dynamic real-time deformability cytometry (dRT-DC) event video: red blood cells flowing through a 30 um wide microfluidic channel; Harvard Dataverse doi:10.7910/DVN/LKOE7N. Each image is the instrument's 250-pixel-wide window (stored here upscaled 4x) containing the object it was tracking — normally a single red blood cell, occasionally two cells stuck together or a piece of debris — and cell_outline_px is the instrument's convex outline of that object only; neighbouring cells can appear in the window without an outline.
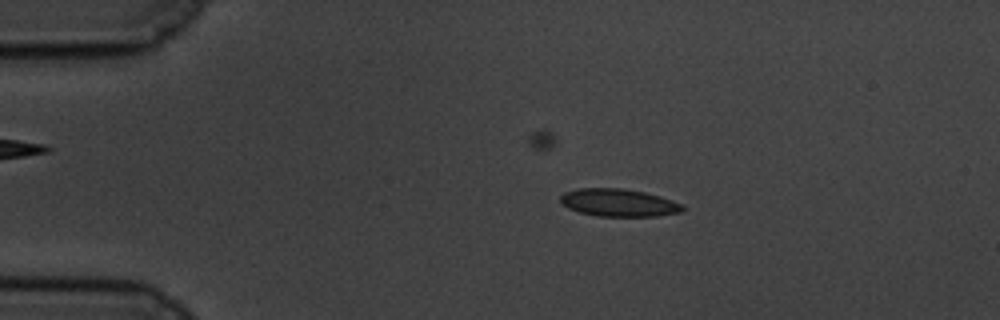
{"species": "common noctule bat (a hibernating species)", "species_latin": "Nyctalus noctula", "temperature_condition": "cold", "stored_images_in_passage": 58, "camera_frame_rate_fps": 3000, "um_per_image_px": 0.085, "animal": {"sex": "male", "body_mass_g": 19.5, "forearm_length_mm": 54.6}, "frame": {"image": 1, "passage_image": 11, "time_ms": 3.333, "image_size_px": [1000, 320], "cell_outline_px": [[688, 208], [680, 212], [656, 216], [596, 216], [580, 212], [568, 208], [560, 200], [560, 196], [564, 192], [576, 188], [624, 188], [644, 192], [660, 196], [672, 200]], "centroid_in_image_um": [52.59, 17.22], "position_along_channel_um": 32.4, "area_um2": 19.71}}
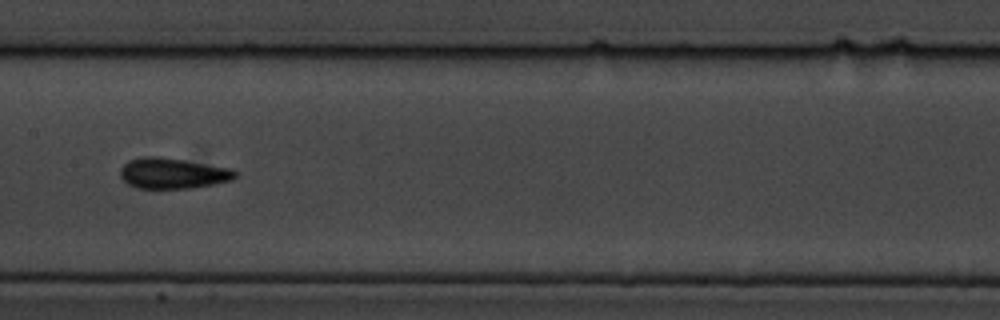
{"frame": {"image": 2, "passage_image": 29, "time_ms": 9.333, "image_size_px": [1000, 320], "cell_outline_px": [[236, 176], [232, 180], [192, 188], [136, 188], [128, 184], [120, 176], [120, 168], [128, 160], [144, 156], [160, 156], [188, 160], [228, 168], [236, 172]], "centroid_in_image_um": [14.64, 14.72], "position_along_channel_um": 192.8, "area_um2": 20.58}}
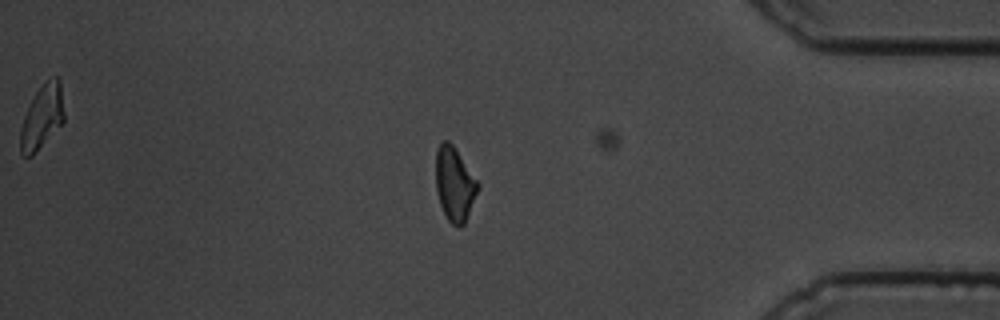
{"frame": {"image": 3, "passage_image": 49, "time_ms": 16.0, "image_size_px": [1000, 320], "cell_outline_px": [[480, 188], [464, 224], [460, 228], [452, 224], [448, 220], [440, 204], [436, 188], [436, 152], [440, 140], [448, 140], [452, 144], [480, 184]], "centroid_in_image_um": [38.64, 15.64], "position_along_channel_um": 396.6, "area_um2": 18.15}, "authors_computed_cell_mechanics": {"area_um2": 19.1896, "velocity_mm_per_s": 3.471, "shape_relaxation_time_tau1_ms": 3.2961, "shape_relaxation_time_tau2_ms": null, "deformation_change_tau1": 0.1194, "deformation_change_tau2": null}}